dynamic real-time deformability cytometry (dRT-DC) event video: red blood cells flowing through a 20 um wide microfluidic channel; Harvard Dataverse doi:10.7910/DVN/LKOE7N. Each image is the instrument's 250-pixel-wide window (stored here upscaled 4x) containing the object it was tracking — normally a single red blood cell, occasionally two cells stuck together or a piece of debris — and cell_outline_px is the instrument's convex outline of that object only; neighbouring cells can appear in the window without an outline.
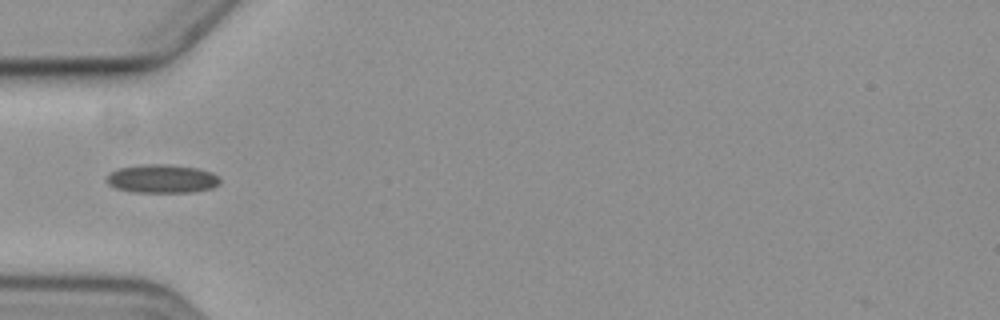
{"species": "common noctule bat (a hibernating species)", "species_latin": "Nyctalus noctula", "temperature_condition": "cold", "stored_images_in_passage": 5, "camera_frame_rate_fps": 3000, "um_per_image_px": 0.085, "animal": {"sex": "female", "body_mass_g": 19.3, "forearm_length_mm": 54.1}, "frame": {"image": 1, "passage_image": 5, "time_ms": 4.667, "image_size_px": [1000, 320], "cell_outline_px": [[220, 184], [212, 188], [192, 192], [132, 192], [116, 188], [108, 184], [108, 176], [112, 172], [120, 168], [148, 164], [164, 164], [196, 168], [212, 172], [220, 180]], "centroid_in_image_um": [13.8, 15.2], "position_along_channel_um": 71.2, "area_um2": 18.55}}